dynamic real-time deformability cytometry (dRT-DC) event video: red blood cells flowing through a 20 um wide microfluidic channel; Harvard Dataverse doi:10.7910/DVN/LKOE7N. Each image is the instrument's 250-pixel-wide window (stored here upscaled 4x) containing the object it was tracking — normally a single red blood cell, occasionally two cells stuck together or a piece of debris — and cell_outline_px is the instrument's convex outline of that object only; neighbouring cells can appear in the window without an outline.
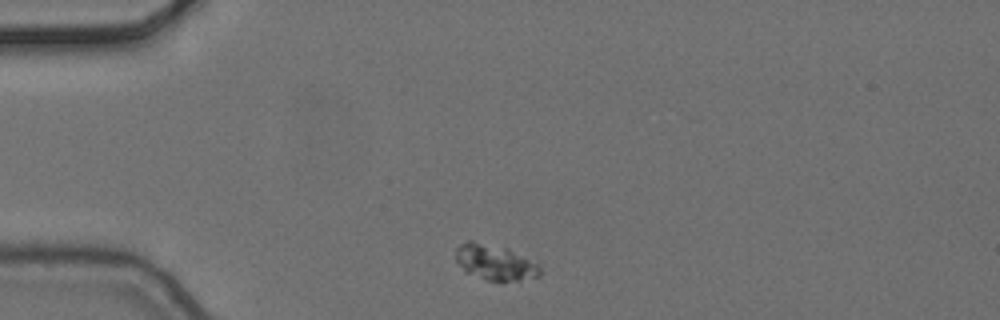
{"species": "common noctule bat (a hibernating species)", "species_latin": "Nyctalus noctula", "temperature_condition": "cold", "stored_images_in_passage": 3, "camera_frame_rate_fps": 3000, "um_per_image_px": 0.085, "animal": {"sex": "female", "body_mass_g": 24.6, "forearm_length_mm": 56.2}, "frame": {"image": 1, "passage_image": 1, "time_ms": 0.0, "image_size_px": [1000, 320], "cell_outline_px": [[540, 276], [520, 280], [484, 280], [464, 272], [456, 260], [456, 248], [460, 244], [468, 240], [472, 240], [508, 248], [536, 264], [540, 268]], "centroid_in_image_um": [42.01, 22.29], "position_along_channel_um": 43.0, "area_um2": 17.28}}
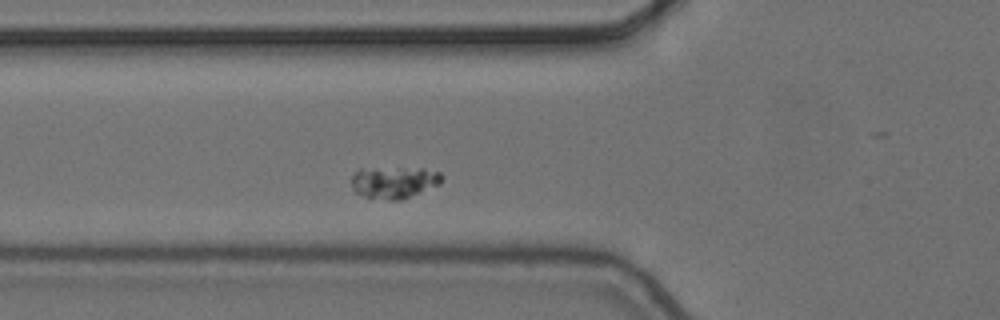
{"frame": {"image": 2, "passage_image": 3, "time_ms": 0.667, "image_size_px": [1000, 320], "cell_outline_px": [[444, 176], [440, 184], [400, 200], [388, 200], [364, 196], [356, 192], [352, 188], [348, 180], [360, 168], [424, 168], [440, 172]], "centroid_in_image_um": [33.47, 15.48], "position_along_channel_um": 92.3, "area_um2": 16.94}}